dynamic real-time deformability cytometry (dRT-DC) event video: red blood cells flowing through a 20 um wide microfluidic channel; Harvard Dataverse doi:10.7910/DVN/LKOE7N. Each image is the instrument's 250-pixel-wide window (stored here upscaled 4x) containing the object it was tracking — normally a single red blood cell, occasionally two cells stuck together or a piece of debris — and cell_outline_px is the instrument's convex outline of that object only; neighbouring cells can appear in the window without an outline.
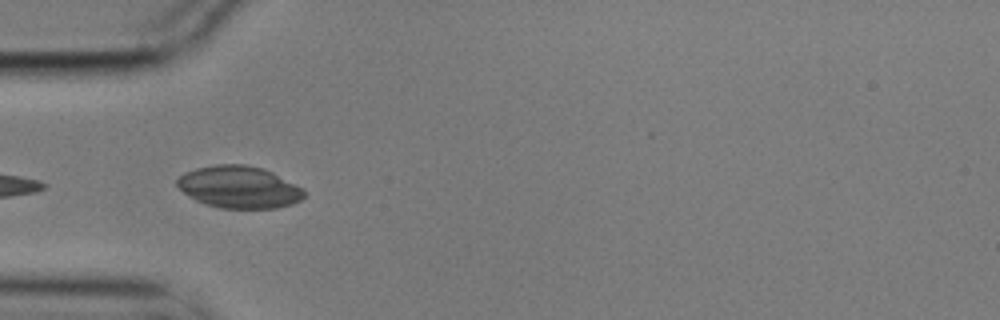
{"species": "common noctule bat (a hibernating species)", "species_latin": "Nyctalus noctula", "temperature_condition": "cold", "stored_images_in_passage": 6, "camera_frame_rate_fps": 3000, "um_per_image_px": 0.085, "animal": {"sex": "male", "body_mass_g": 17.9}, "frame": {"image": 1, "passage_image": 5, "time_ms": 1.333, "image_size_px": [1000, 320], "cell_outline_px": [[308, 192], [300, 200], [292, 204], [276, 208], [220, 208], [204, 204], [188, 196], [176, 184], [176, 180], [184, 172], [196, 168], [216, 164], [244, 164], [260, 168], [272, 172], [304, 188]], "centroid_in_image_um": [20.33, 15.9], "position_along_channel_um": 64.7, "area_um2": 31.27}}
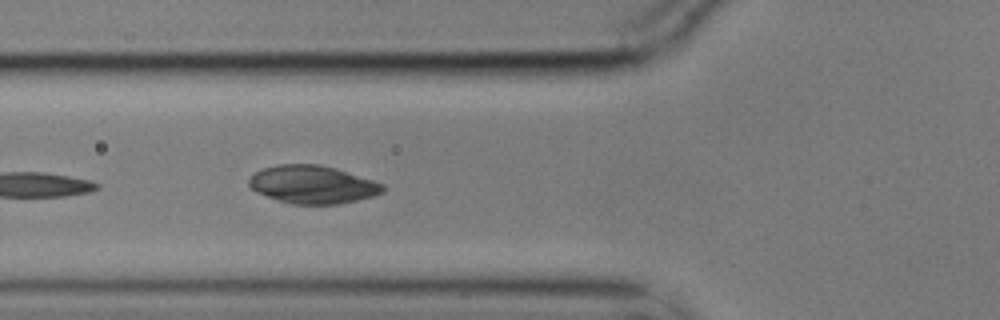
{"frame": {"image": 2, "passage_image": 6, "time_ms": 1.667, "image_size_px": [1000, 320], "cell_outline_px": [[384, 192], [372, 196], [340, 204], [292, 204], [256, 192], [248, 184], [248, 180], [256, 172], [264, 168], [276, 164], [320, 164], [336, 168], [384, 184]], "centroid_in_image_um": [26.58, 15.68], "position_along_channel_um": 99.2, "area_um2": 29.42}}